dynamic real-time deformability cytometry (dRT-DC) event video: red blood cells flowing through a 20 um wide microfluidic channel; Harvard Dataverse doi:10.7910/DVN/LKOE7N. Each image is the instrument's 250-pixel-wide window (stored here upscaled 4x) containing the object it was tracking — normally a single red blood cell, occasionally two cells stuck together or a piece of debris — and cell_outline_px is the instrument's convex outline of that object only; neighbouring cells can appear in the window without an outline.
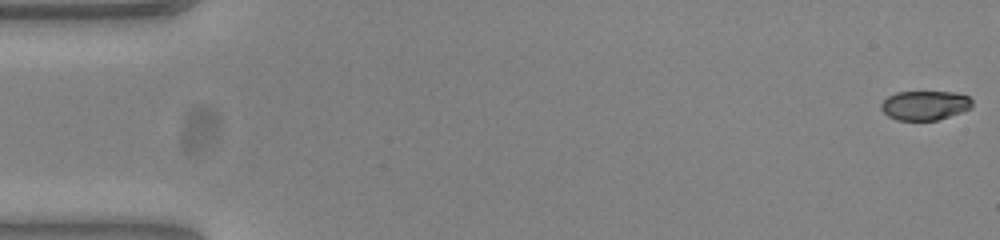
{"species": "common noctule bat (a hibernating species)", "species_latin": "Nyctalus noctula", "temperature_condition": "warm", "stored_images_in_passage": 53, "camera_frame_rate_fps": 3000, "um_per_image_px": 0.085, "animal": {"sex": "female", "body_mass_g": 23.0, "forearm_length_mm": 53.4}, "frame": {"image": 1, "passage_image": 1, "time_ms": 0.0, "image_size_px": [1000, 240], "cell_outline_px": [[972, 108], [936, 120], [896, 120], [888, 116], [880, 108], [880, 104], [888, 96], [896, 92], [956, 92], [968, 96], [972, 100]], "centroid_in_image_um": [78.6, 8.95], "position_along_channel_um": 6.4, "area_um2": 15.55}}
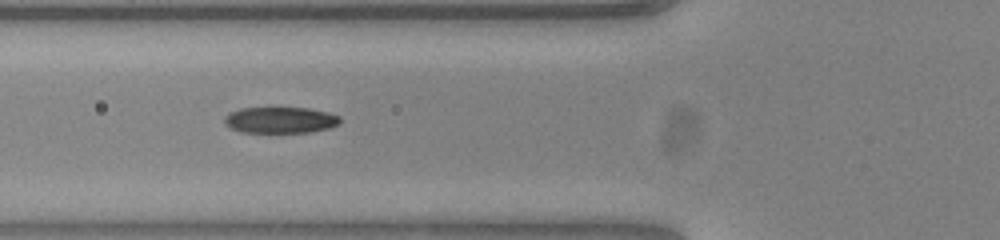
{"frame": {"image": 2, "passage_image": 20, "time_ms": 6.333, "image_size_px": [1000, 240], "cell_outline_px": [[340, 124], [328, 128], [308, 132], [240, 132], [224, 124], [224, 116], [228, 112], [240, 108], [308, 108], [328, 112], [340, 116]], "centroid_in_image_um": [23.8, 10.2], "position_along_channel_um": 102.0, "area_um2": 17.69}}
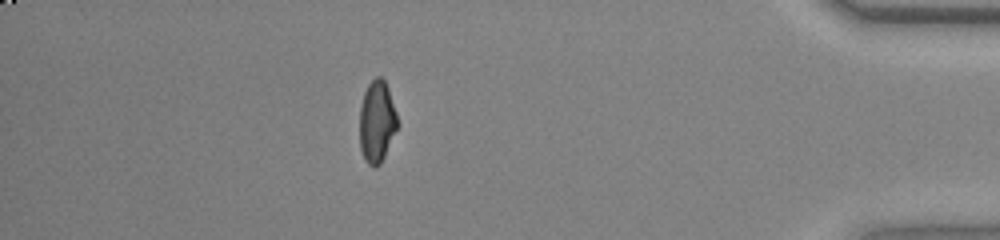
{"frame": {"image": 3, "passage_image": 47, "time_ms": 15.333, "image_size_px": [1000, 240], "cell_outline_px": [[400, 124], [380, 164], [376, 168], [372, 168], [364, 160], [360, 148], [360, 108], [364, 92], [368, 84], [376, 76], [380, 76], [384, 80], [388, 88]], "centroid_in_image_um": [32.04, 10.36], "position_along_channel_um": 403.2, "area_um2": 18.26}, "authors_computed_cell_mechanics": {"area_um2": 18.3226, "velocity_mm_per_s": 3.8706, "shape_relaxation_time_tau1_ms": 6.8764, "shape_relaxation_time_tau2_ms": 1.3803, "deformation_change_tau1": 0.2377, "deformation_change_tau2": 0.0558}}